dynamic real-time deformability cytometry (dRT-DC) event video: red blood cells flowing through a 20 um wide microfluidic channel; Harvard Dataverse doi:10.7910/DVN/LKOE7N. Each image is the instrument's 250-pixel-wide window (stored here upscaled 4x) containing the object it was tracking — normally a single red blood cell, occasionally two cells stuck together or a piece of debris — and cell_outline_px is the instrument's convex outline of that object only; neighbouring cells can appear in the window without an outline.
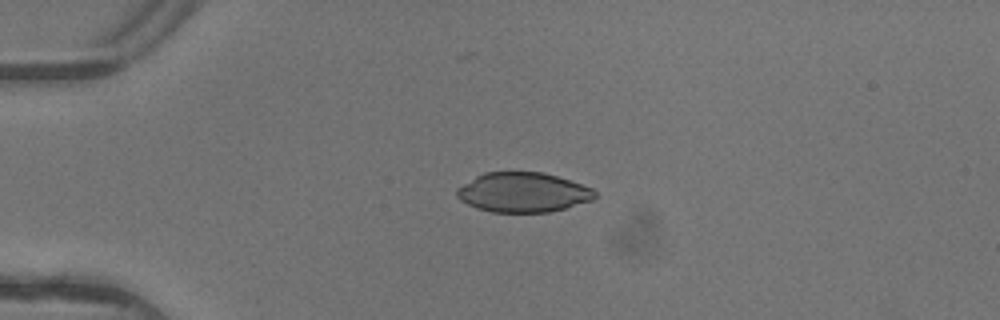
{"species": "common noctule bat (a hibernating species)", "species_latin": "Nyctalus noctula", "temperature_condition": "warm", "stored_images_in_passage": 3, "camera_frame_rate_fps": 3000, "um_per_image_px": 0.085, "animal": {"sex": "female"}, "frame": {"image": 1, "passage_image": 2, "time_ms": 0.333, "image_size_px": [1000, 320], "cell_outline_px": [[596, 196], [592, 200], [564, 208], [548, 212], [492, 212], [476, 208], [460, 200], [456, 196], [456, 188], [476, 176], [484, 172], [544, 172], [592, 188], [596, 192]], "centroid_in_image_um": [44.42, 16.35], "position_along_channel_um": 40.6, "area_um2": 31.79}}